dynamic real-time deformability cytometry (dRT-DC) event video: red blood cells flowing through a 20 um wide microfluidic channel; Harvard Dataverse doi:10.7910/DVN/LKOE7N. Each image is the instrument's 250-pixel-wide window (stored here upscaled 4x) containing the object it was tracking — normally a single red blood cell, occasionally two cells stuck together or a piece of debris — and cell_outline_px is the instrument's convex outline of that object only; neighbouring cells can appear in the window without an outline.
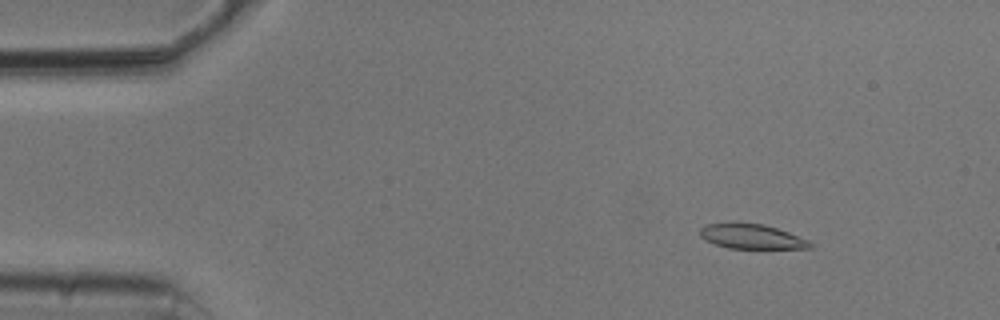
{"species": "common noctule bat (a hibernating species)", "species_latin": "Nyctalus noctula", "temperature_condition": "cold", "stored_images_in_passage": 54, "camera_frame_rate_fps": 3000, "um_per_image_px": 0.085, "animal": {"sex": "male", "body_mass_g": 20.5, "forearm_length_mm": 52.5}, "frame": {"image": 1, "passage_image": 7, "time_ms": 2.0, "image_size_px": [1000, 320], "cell_outline_px": [[812, 248], [728, 248], [704, 240], [700, 236], [700, 228], [704, 224], [764, 224], [788, 232], [808, 240], [812, 244]], "centroid_in_image_um": [63.87, 20.12], "position_along_channel_um": 21.1, "area_um2": 15.43}}
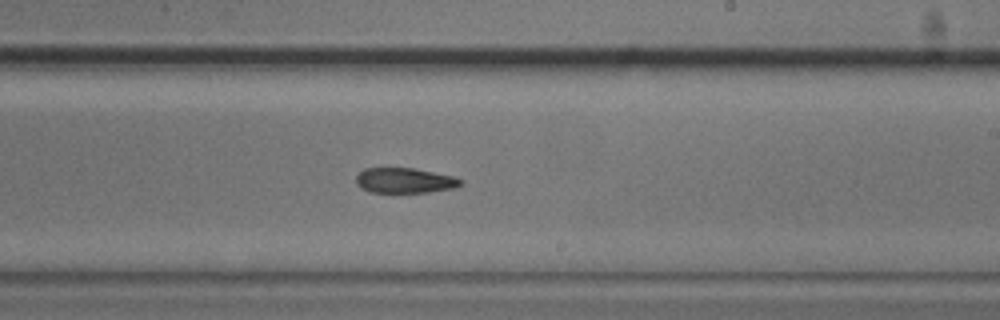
{"frame": {"image": 2, "passage_image": 32, "time_ms": 10.333, "image_size_px": [1000, 320], "cell_outline_px": [[464, 184], [452, 188], [428, 192], [372, 192], [360, 188], [356, 184], [356, 176], [364, 168], [412, 168], [452, 176], [464, 180]], "centroid_in_image_um": [34.39, 15.34], "position_along_channel_um": 254.6, "area_um2": 15.26}}
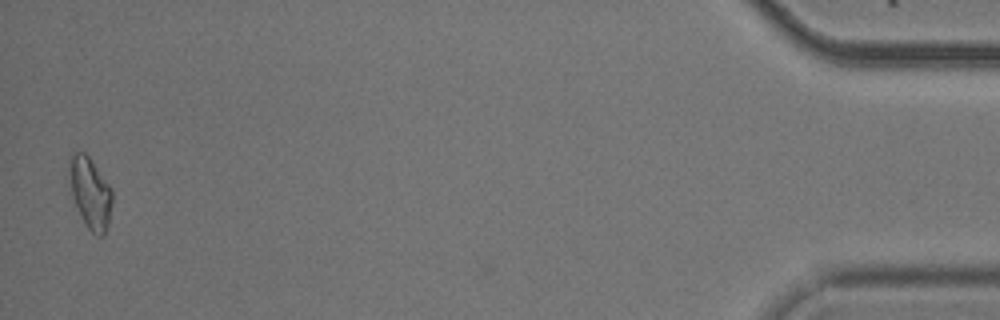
{"frame": {"image": 3, "passage_image": 53, "time_ms": 17.333, "image_size_px": [1000, 320], "cell_outline_px": [[112, 204], [108, 224], [104, 236], [96, 236], [88, 228], [72, 196], [68, 168], [68, 152], [84, 152], [92, 160], [112, 188]], "centroid_in_image_um": [7.67, 16.33], "position_along_channel_um": 427.5, "area_um2": 17.92}, "authors_computed_cell_mechanics": {"area_um2": 16.8198, "velocity_mm_per_s": 3.7629, "shape_relaxation_time_tau1_ms": 3.6769, "shape_relaxation_time_tau2_ms": 2.8384, "deformation_change_tau1": 0.1074, "deformation_change_tau2": 0.0971}}